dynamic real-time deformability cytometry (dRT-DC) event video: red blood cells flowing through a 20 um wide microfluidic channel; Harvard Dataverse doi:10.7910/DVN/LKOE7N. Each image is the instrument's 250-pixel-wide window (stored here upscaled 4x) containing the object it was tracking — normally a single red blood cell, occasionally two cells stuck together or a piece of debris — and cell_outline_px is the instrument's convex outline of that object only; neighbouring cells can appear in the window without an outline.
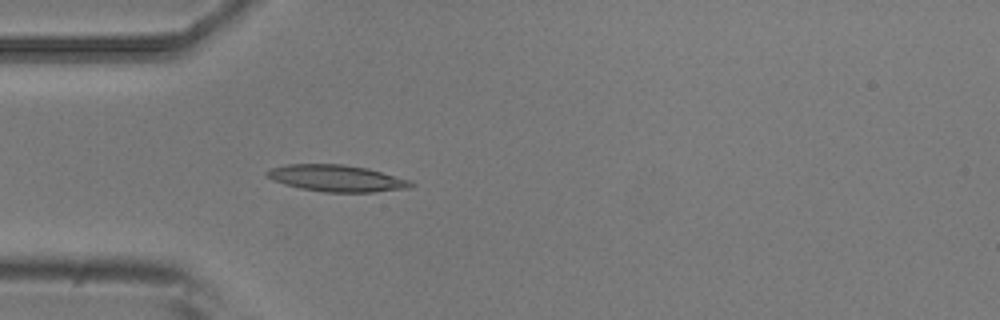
{"species": "common noctule bat (a hibernating species)", "species_latin": "Nyctalus noctula", "temperature_condition": "room temperature", "stored_images_in_passage": 3, "camera_frame_rate_fps": 3000, "um_per_image_px": 0.085, "animal": {"sex": "male", "body_mass_g": 20.5, "forearm_length_mm": 52.5}, "frame": {"image": 1, "passage_image": 3, "time_ms": 0.667, "image_size_px": [1000, 320], "cell_outline_px": [[416, 184], [408, 188], [372, 192], [324, 192], [300, 188], [284, 184], [272, 180], [264, 176], [264, 172], [268, 168], [284, 164], [344, 164], [368, 168], [412, 180]], "centroid_in_image_um": [28.57, 15.14], "position_along_channel_um": 56.4, "area_um2": 22.72}}